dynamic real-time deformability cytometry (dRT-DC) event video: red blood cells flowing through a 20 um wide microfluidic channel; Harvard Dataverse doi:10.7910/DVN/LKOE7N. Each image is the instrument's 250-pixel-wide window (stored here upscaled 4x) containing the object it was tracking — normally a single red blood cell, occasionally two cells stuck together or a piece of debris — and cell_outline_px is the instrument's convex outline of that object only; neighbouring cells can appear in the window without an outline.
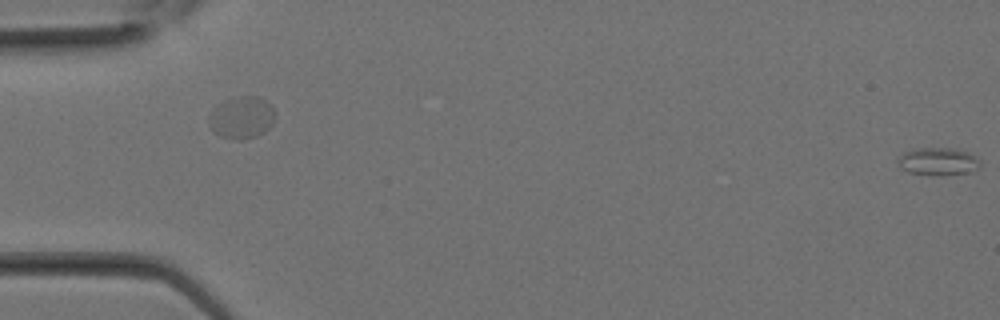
{"species": "Egyptian fruit bat (a non-hibernating species)", "species_latin": "Rousettus aegyptiacus", "temperature_condition": "room temperature", "stored_images_in_passage": 4, "segment_of_instrument_passage": [2, 2], "camera_frame_rate_fps": 3000, "um_per_image_px": 0.085, "animal": {"sex": "female"}, "frame": {"image": 1, "passage_image": 4, "time_ms": 1.0, "image_size_px": [1000, 320], "cell_outline_px": [[980, 168], [972, 172], [944, 176], [932, 176], [908, 172], [900, 168], [896, 160], [904, 152], [912, 148], [956, 148], [968, 152], [976, 156], [980, 160]], "centroid_in_image_um": [79.75, 13.74], "position_along_channel_um": 5.2, "area_um2": 13.81}}